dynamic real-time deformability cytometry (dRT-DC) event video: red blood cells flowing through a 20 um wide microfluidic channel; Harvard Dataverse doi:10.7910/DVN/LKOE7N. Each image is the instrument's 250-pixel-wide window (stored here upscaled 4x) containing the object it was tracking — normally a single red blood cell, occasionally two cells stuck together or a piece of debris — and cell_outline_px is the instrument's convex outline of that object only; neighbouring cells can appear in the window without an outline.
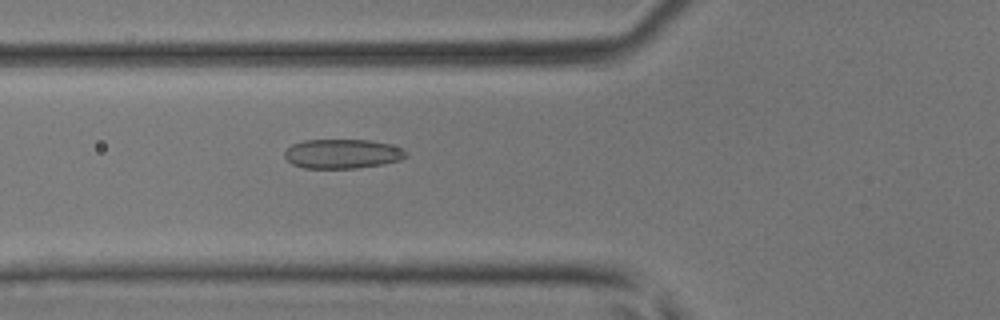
{"species": "common noctule bat (a hibernating species)", "species_latin": "Nyctalus noctula", "temperature_condition": "room temperature", "stored_images_in_passage": 47, "camera_frame_rate_fps": 3000, "um_per_image_px": 0.085, "animal": {"sex": "male", "body_mass_g": 17.9, "forearm_length_mm": 54.2}, "frame": {"image": 1, "passage_image": 18, "time_ms": 5.667, "image_size_px": [1000, 320], "cell_outline_px": [[408, 156], [400, 160], [384, 164], [356, 168], [304, 168], [292, 164], [284, 156], [284, 152], [292, 144], [304, 140], [372, 140], [404, 148], [408, 152]], "centroid_in_image_um": [29.14, 13.07], "position_along_channel_um": 96.7, "area_um2": 20.92}}
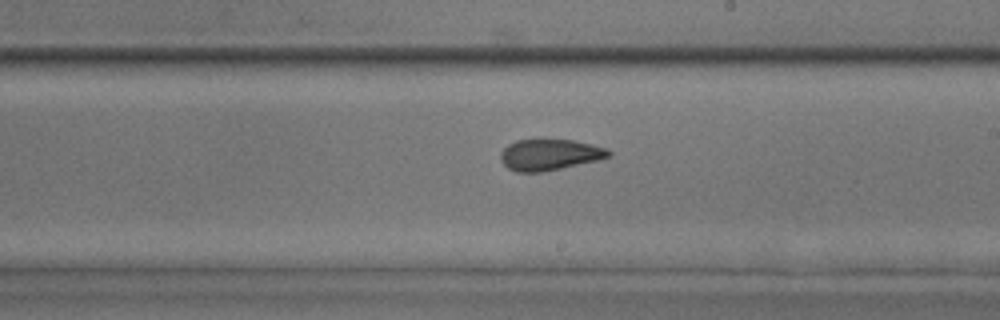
{"frame": {"image": 2, "passage_image": 28, "time_ms": 9.0, "image_size_px": [1000, 320], "cell_outline_px": [[612, 156], [600, 160], [540, 172], [516, 172], [508, 168], [500, 160], [500, 152], [508, 144], [516, 140], [540, 136], [572, 140], [592, 144], [608, 148], [612, 152]], "centroid_in_image_um": [46.72, 13.09], "position_along_channel_um": 242.3, "area_um2": 20.46}}
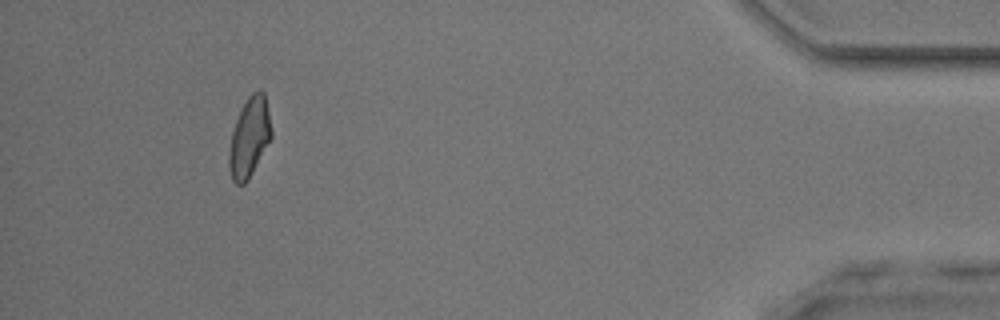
{"frame": {"image": 3, "passage_image": 44, "time_ms": 14.333, "image_size_px": [1000, 320], "cell_outline_px": [[272, 136], [248, 180], [244, 184], [236, 184], [232, 180], [228, 168], [228, 152], [232, 132], [236, 120], [248, 96], [256, 88], [260, 88], [264, 92], [272, 132]], "centroid_in_image_um": [21.18, 11.67], "position_along_channel_um": 414.0, "area_um2": 19.54}}